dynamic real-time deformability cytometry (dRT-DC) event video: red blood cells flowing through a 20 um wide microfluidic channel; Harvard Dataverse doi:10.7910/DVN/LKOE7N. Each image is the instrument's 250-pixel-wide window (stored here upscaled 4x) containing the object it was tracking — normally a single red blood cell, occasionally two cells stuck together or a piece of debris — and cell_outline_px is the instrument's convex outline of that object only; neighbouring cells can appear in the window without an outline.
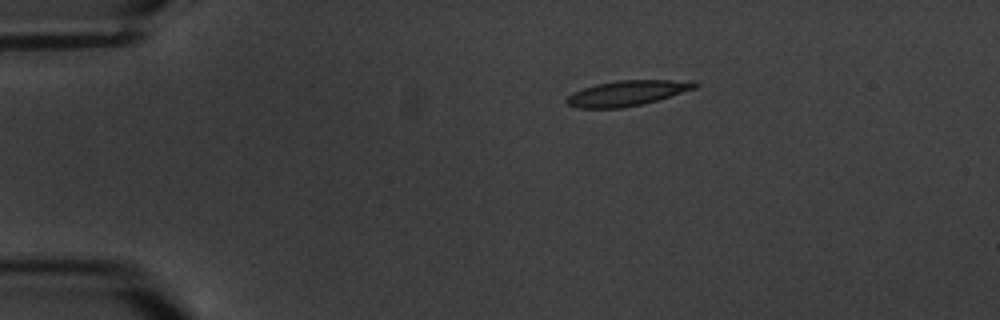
{"species": "common noctule bat (a hibernating species)", "species_latin": "Nyctalus noctula", "temperature_condition": "warm", "stored_images_in_passage": 3, "camera_frame_rate_fps": 3000, "um_per_image_px": 0.085, "animal": {"sex": "male", "body_mass_g": 20.1, "forearm_length_mm": 53.5}, "frame": {"image": 1, "passage_image": 1, "time_ms": 0.0, "image_size_px": [1000, 320], "cell_outline_px": [[700, 84], [696, 88], [644, 104], [620, 108], [580, 108], [568, 104], [564, 100], [572, 92], [596, 84], [620, 80], [696, 80]], "centroid_in_image_um": [53.34, 7.91], "position_along_channel_um": 31.7, "area_um2": 18.96}}